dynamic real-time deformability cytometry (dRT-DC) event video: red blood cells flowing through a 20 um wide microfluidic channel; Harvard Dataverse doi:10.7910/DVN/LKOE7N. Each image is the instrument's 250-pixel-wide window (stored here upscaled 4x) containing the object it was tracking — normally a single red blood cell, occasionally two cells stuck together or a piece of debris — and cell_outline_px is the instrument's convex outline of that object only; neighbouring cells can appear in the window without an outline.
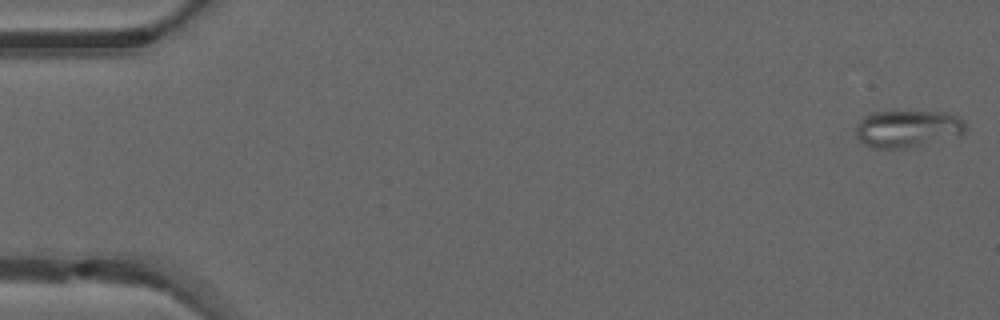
{"species": "common noctule bat (a hibernating species)", "species_latin": "Nyctalus noctula", "temperature_condition": "warm", "stored_images_in_passage": 49, "camera_frame_rate_fps": 3000, "um_per_image_px": 0.085, "animal": {"sex": "male", "forearm_length_mm": 52.5}, "frame": {"image": 1, "passage_image": 1, "time_ms": 0.0, "image_size_px": [1000, 320], "cell_outline_px": [[968, 128], [960, 136], [908, 148], [872, 148], [864, 144], [856, 136], [856, 124], [864, 116], [872, 112], [948, 112], [960, 116], [964, 120]], "centroid_in_image_um": [77.19, 10.94], "position_along_channel_um": 7.8, "area_um2": 24.1}}
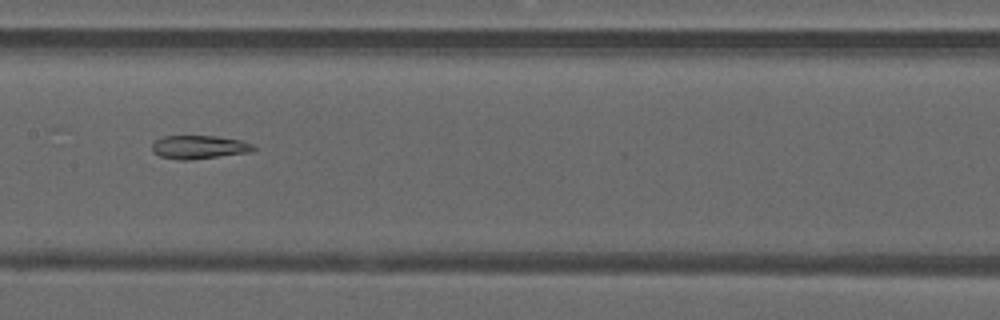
{"frame": {"image": 2, "passage_image": 25, "time_ms": 8.0, "image_size_px": [1000, 320], "cell_outline_px": [[256, 148], [248, 152], [192, 160], [176, 160], [160, 156], [152, 152], [152, 144], [156, 140], [164, 136], [216, 136], [240, 140], [252, 144]], "centroid_in_image_um": [16.87, 12.51], "position_along_channel_um": 190.5, "area_um2": 13.81}}
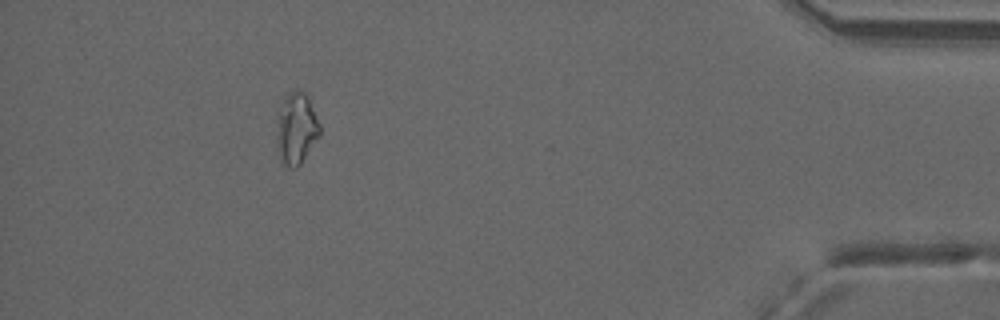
{"frame": {"image": 3, "passage_image": 45, "time_ms": 14.667, "image_size_px": [1000, 320], "cell_outline_px": [[320, 136], [300, 164], [296, 168], [292, 168], [284, 164], [280, 160], [276, 148], [276, 136], [284, 96], [288, 92], [296, 88], [300, 88], [308, 96], [320, 124]], "centroid_in_image_um": [25.2, 10.92], "position_along_channel_um": 410.0, "area_um2": 18.03}, "authors_computed_cell_mechanics": {"area_um2": 17.5712, "velocity_mm_per_s": 4.1504, "shape_relaxation_time_tau1_ms": null, "shape_relaxation_time_tau2_ms": 6.9253, "deformation_change_tau1": null, "deformation_change_tau2": 0.1663}}